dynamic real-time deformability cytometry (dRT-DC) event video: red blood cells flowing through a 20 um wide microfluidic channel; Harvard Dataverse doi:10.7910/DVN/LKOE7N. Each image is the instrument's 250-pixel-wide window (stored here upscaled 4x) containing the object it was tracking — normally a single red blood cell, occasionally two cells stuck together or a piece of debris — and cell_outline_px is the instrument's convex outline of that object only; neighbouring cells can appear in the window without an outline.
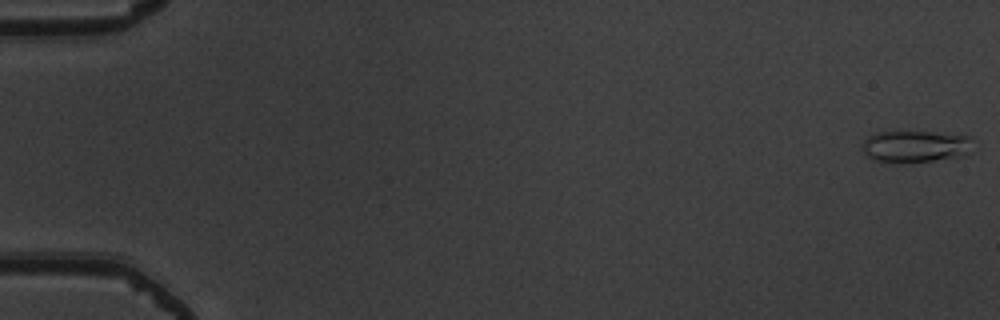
{"species": "common noctule bat (a hibernating species)", "species_latin": "Nyctalus noctula", "temperature_condition": "warm", "stored_images_in_passage": 10, "segment_of_instrument_passage": [1, 2], "camera_frame_rate_fps": 3000, "um_per_image_px": 0.085, "animal": {"sex": "male", "body_mass_g": 19.5, "forearm_length_mm": 54.6}, "frame": {"image": 1, "passage_image": 1, "time_ms": 0.0, "image_size_px": [1000, 320], "cell_outline_px": [[972, 152], [964, 156], [932, 160], [892, 164], [872, 160], [860, 148], [860, 144], [868, 136], [876, 132], [932, 132], [972, 136]], "centroid_in_image_um": [77.79, 12.46], "position_along_channel_um": 7.2, "area_um2": 21.04}}